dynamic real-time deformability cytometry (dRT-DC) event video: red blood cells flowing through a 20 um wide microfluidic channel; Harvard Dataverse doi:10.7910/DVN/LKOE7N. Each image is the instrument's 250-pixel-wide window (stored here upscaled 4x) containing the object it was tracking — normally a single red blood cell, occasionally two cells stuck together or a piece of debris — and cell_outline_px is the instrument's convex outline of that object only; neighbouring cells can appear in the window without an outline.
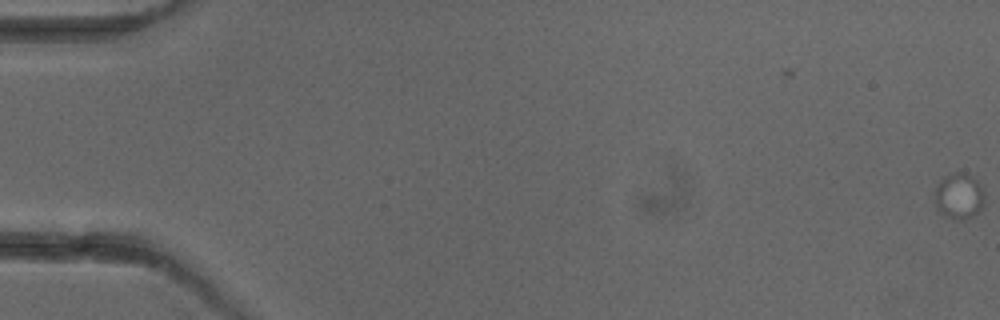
{"species": "common noctule bat (a hibernating species)", "species_latin": "Nyctalus noctula", "temperature_condition": "cold", "stored_images_in_passage": 4, "camera_frame_rate_fps": 3000, "um_per_image_px": 0.085, "animal": {"sex": "female"}, "frame": {"image": 1, "passage_image": 1, "time_ms": 0.0, "image_size_px": [1000, 320], "cell_outline_px": [[984, 204], [980, 212], [964, 220], [956, 220], [948, 216], [936, 208], [936, 188], [940, 180], [944, 176], [956, 172], [960, 172], [976, 180], [984, 192]], "centroid_in_image_um": [81.54, 16.69], "position_along_channel_um": 3.5, "area_um2": 13.06}}